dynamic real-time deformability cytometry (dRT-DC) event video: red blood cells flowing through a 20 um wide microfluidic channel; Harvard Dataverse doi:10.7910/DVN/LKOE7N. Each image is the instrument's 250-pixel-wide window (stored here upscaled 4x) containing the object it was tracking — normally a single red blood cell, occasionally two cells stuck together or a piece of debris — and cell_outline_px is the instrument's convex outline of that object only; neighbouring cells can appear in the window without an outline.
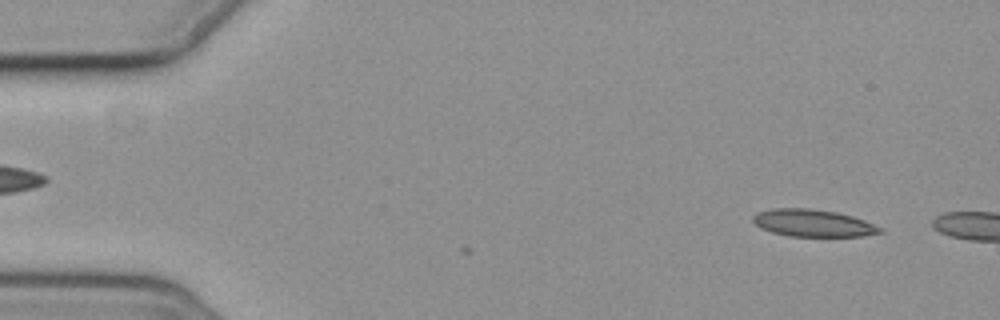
{"species": "common noctule bat (a hibernating species)", "species_latin": "Nyctalus noctula", "temperature_condition": "cold", "stored_images_in_passage": 2, "camera_frame_rate_fps": 3000, "um_per_image_px": 0.085, "animal": {"sex": "female", "body_mass_g": 19.3, "forearm_length_mm": 54.1}, "frame": {"image": 1, "passage_image": 1, "time_ms": 0.0, "image_size_px": [1000, 320], "cell_outline_px": [[884, 232], [864, 236], [788, 236], [772, 232], [760, 228], [752, 220], [752, 216], [760, 212], [772, 208], [808, 208], [836, 212], [852, 216], [864, 220], [884, 228]], "centroid_in_image_um": [69.13, 18.96], "position_along_channel_um": 15.9, "area_um2": 20.17}}